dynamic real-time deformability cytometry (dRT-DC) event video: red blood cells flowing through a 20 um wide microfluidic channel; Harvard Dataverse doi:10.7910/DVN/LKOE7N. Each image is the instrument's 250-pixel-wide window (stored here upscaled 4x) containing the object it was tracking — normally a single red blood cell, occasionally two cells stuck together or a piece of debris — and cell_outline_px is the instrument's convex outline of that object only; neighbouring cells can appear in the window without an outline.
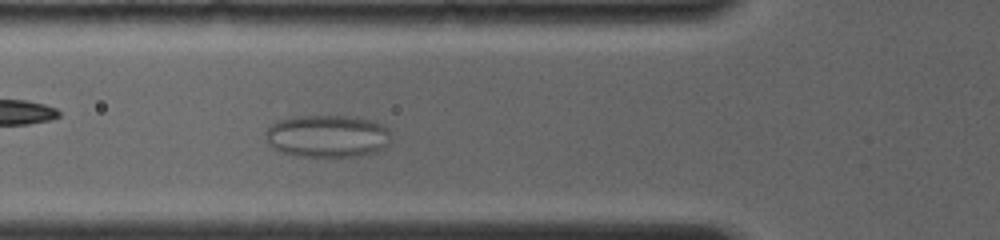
{"species": "common noctule bat (a hibernating species)", "species_latin": "Nyctalus noctula", "temperature_condition": "room temperature", "stored_images_in_passage": 88, "camera_frame_rate_fps": 4000, "um_per_image_px": 0.085, "animal": {"sex": "female", "body_mass_g": 19.0, "forearm_length_mm": 56.7}, "frame": {"image": 1, "passage_image": 34, "time_ms": 6.0, "image_size_px": [1000, 240], "cell_outline_px": [[388, 144], [384, 148], [376, 152], [356, 156], [292, 156], [280, 152], [272, 148], [268, 144], [264, 132], [276, 120], [296, 116], [356, 116], [372, 120], [388, 128]], "centroid_in_image_um": [27.78, 11.57], "position_along_channel_um": 98.0, "area_um2": 31.27}}
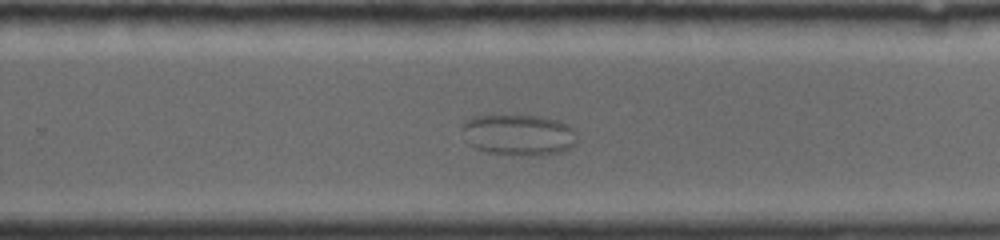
{"frame": {"image": 2, "passage_image": 65, "time_ms": 11.25, "image_size_px": [1000, 240], "cell_outline_px": [[576, 144], [560, 152], [532, 156], [528, 156], [488, 152], [476, 148], [468, 144], [460, 128], [464, 120], [472, 116], [540, 116], [556, 120], [572, 128], [576, 132]], "centroid_in_image_um": [44.04, 11.46], "position_along_channel_um": 285.8, "area_um2": 27.46}}
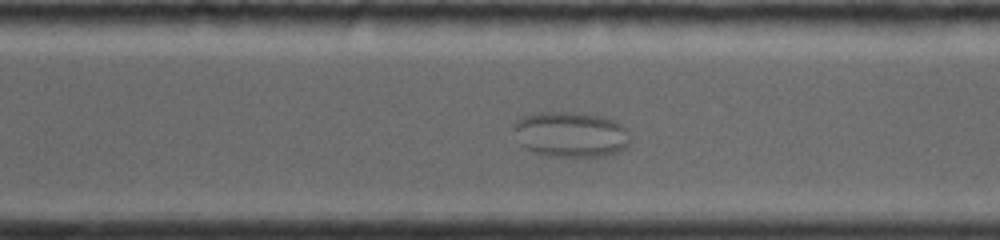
{"frame": {"image": 3, "passage_image": 71, "time_ms": 12.25, "image_size_px": [1000, 240], "cell_outline_px": [[632, 140], [624, 148], [616, 152], [604, 156], [556, 156], [536, 152], [520, 144], [512, 128], [512, 124], [516, 120], [524, 116], [540, 112], [576, 112], [600, 116], [616, 120], [628, 128], [632, 136]], "centroid_in_image_um": [48.56, 11.4], "position_along_channel_um": 322.0, "area_um2": 31.04}}